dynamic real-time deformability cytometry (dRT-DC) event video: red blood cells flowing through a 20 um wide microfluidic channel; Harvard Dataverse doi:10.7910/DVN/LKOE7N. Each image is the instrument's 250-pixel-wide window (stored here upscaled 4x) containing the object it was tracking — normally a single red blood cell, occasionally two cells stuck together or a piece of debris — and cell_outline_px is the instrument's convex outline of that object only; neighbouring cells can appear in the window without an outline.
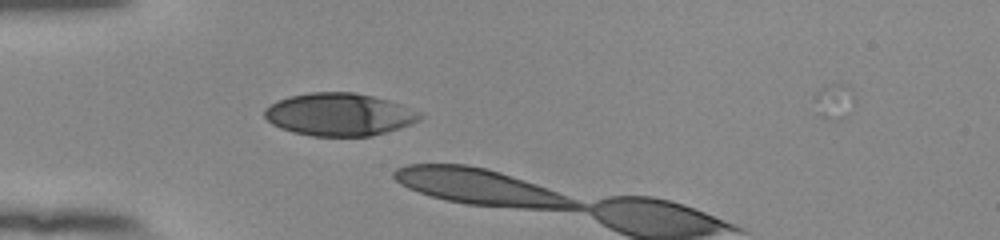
{"species": "human", "species_latin": "Homo sapiens", "temperature_condition": "room temperature", "stored_images_in_passage": 3, "camera_frame_rate_fps": 3000, "um_per_image_px": 0.085, "donor": {"sex": "female"}, "frame": {"image": 1, "passage_image": 1, "time_ms": 0.0, "image_size_px": [1000, 240], "cell_outline_px": [[424, 116], [420, 120], [400, 128], [372, 136], [312, 136], [292, 132], [280, 128], [272, 124], [264, 116], [264, 108], [276, 100], [288, 96], [312, 92], [352, 92], [372, 96], [388, 100], [424, 112]], "centroid_in_image_um": [28.85, 9.73], "position_along_channel_um": 56.2, "area_um2": 38.96}}